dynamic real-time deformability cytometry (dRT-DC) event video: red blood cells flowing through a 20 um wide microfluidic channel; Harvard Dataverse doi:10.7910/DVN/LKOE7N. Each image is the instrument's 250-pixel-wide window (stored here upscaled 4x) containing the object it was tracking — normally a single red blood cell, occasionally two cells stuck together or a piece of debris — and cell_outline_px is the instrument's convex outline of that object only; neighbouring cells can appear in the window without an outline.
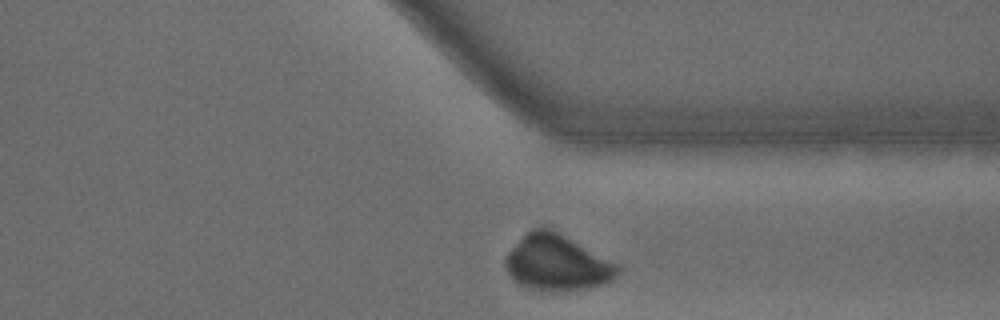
{"species": "common noctule bat (a hibernating species)", "species_latin": "Nyctalus noctula", "temperature_condition": "warm", "stored_images_in_passage": 25, "camera_frame_rate_fps": 3000, "um_per_image_px": 0.085, "animal": {"sex": "male", "body_mass_g": 15.6}, "frame": {"image": 1, "passage_image": 25, "time_ms": 8.0, "image_size_px": [1000, 320], "cell_outline_px": [[620, 272], [612, 280], [604, 284], [584, 288], [524, 288], [512, 280], [504, 264], [504, 260], [508, 252], [532, 228], [544, 224], [620, 264]], "centroid_in_image_um": [47.36, 22.27], "position_along_channel_um": 364.0, "area_um2": 36.18}}